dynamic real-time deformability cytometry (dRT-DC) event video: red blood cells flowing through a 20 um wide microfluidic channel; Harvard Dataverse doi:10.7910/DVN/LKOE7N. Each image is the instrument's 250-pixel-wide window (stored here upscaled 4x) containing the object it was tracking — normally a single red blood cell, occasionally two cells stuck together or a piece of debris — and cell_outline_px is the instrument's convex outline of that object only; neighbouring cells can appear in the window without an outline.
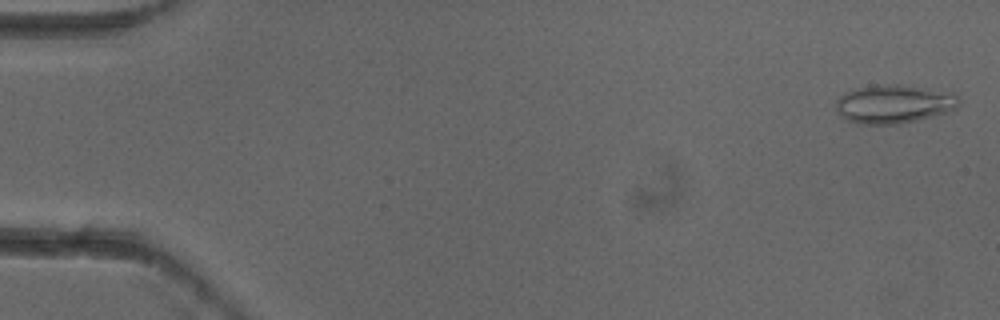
{"species": "common noctule bat (a hibernating species)", "species_latin": "Nyctalus noctula", "temperature_condition": "cold", "stored_images_in_passage": 4, "camera_frame_rate_fps": 3000, "um_per_image_px": 0.085, "animal": {"sex": "female"}, "frame": {"image": 1, "passage_image": 1, "time_ms": 0.0, "image_size_px": [1000, 320], "cell_outline_px": [[960, 100], [956, 108], [948, 112], [916, 120], [896, 124], [856, 124], [848, 120], [836, 112], [836, 100], [844, 92], [856, 88], [896, 84], [952, 92]], "centroid_in_image_um": [75.96, 8.85], "position_along_channel_um": 9.0, "area_um2": 27.4}}